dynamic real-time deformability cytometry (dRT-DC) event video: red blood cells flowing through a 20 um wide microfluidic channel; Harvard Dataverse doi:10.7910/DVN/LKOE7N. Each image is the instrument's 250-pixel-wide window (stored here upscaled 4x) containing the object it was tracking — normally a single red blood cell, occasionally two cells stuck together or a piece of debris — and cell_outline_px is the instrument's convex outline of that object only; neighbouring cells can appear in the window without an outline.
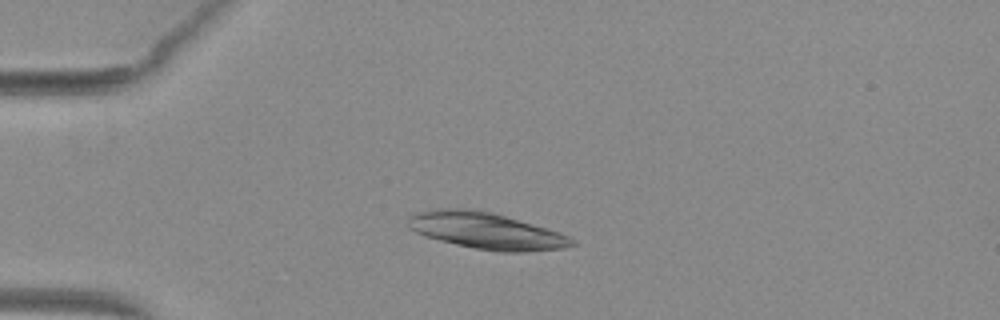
{"species": "common noctule bat (a hibernating species)", "species_latin": "Nyctalus noctula", "temperature_condition": "warm", "stored_images_in_passage": 48, "camera_frame_rate_fps": 3000, "um_per_image_px": 0.085, "animal": {"sex": "female", "body_mass_g": 29.2, "forearm_length_mm": 56.3}, "frame": {"image": 1, "passage_image": 10, "time_ms": 3.0, "image_size_px": [1000, 320], "cell_outline_px": [[576, 244], [564, 248], [528, 252], [500, 252], [476, 248], [456, 244], [424, 236], [408, 228], [408, 216], [416, 212], [440, 208], [464, 208], [492, 212], [548, 228], [560, 232], [576, 240]], "centroid_in_image_um": [41.34, 19.61], "position_along_channel_um": 43.7, "area_um2": 34.97}}